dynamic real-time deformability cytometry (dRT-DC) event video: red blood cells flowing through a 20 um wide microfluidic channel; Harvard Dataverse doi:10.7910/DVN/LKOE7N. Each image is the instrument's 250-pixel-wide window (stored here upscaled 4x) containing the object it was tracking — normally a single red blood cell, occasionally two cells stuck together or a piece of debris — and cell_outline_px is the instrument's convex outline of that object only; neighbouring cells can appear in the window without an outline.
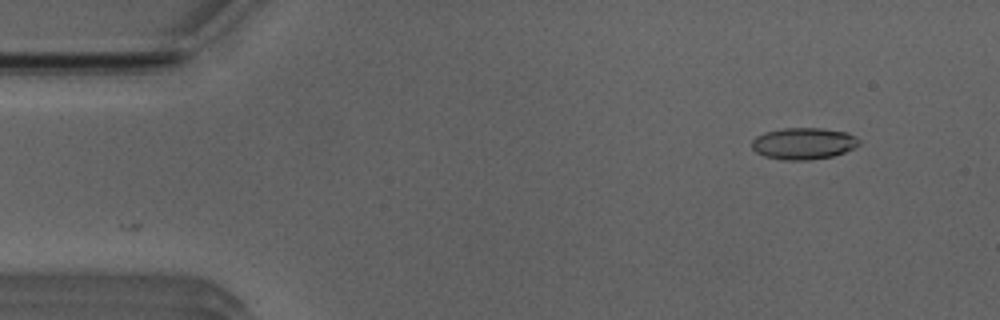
{"species": "Egyptian fruit bat (a non-hibernating species)", "species_latin": "Rousettus aegyptiacus", "temperature_condition": "room temperature", "stored_images_in_passage": 47, "camera_frame_rate_fps": 3000, "um_per_image_px": 0.085, "animal": {"sex": "male"}, "frame": {"image": 1, "passage_image": 1, "time_ms": 0.0, "image_size_px": [1000, 320], "cell_outline_px": [[860, 144], [844, 152], [832, 156], [808, 160], [784, 160], [764, 156], [756, 152], [752, 148], [752, 140], [756, 136], [764, 132], [784, 128], [820, 128], [848, 132], [856, 136], [860, 140]], "centroid_in_image_um": [68.3, 12.19], "position_along_channel_um": 16.7, "area_um2": 19.83}}
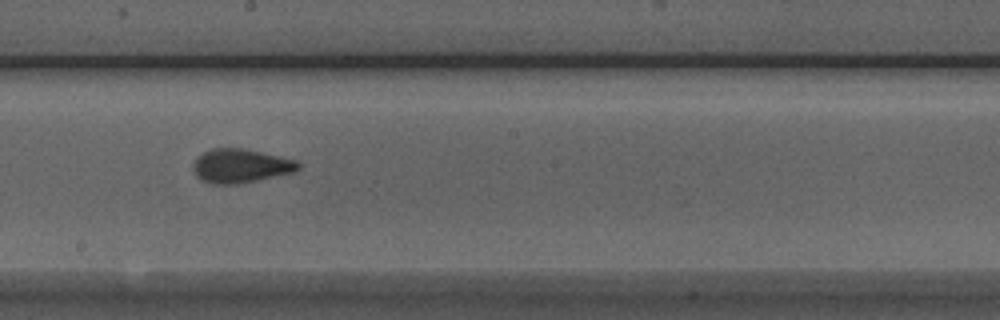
{"frame": {"image": 2, "passage_image": 24, "time_ms": 7.667, "image_size_px": [1000, 320], "cell_outline_px": [[300, 168], [296, 172], [236, 184], [212, 184], [200, 180], [196, 176], [192, 168], [192, 164], [196, 156], [212, 148], [240, 148], [260, 152], [296, 160], [300, 164]], "centroid_in_image_um": [20.41, 14.1], "position_along_channel_um": 227.8, "area_um2": 20.81}}
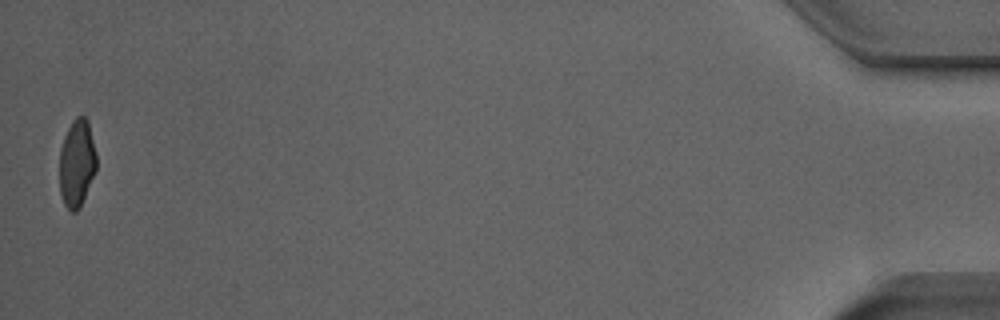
{"frame": {"image": 3, "passage_image": 47, "time_ms": 15.333, "image_size_px": [1000, 320], "cell_outline_px": [[96, 172], [80, 208], [76, 212], [72, 212], [64, 204], [60, 192], [60, 148], [64, 136], [72, 120], [76, 116], [84, 116], [88, 120], [96, 156]], "centroid_in_image_um": [6.53, 13.88], "position_along_channel_um": 428.7, "area_um2": 18.9}, "authors_computed_cell_mechanics": {"area_um2": 19.941, "velocity_mm_per_s": 3.9616, "shape_relaxation_time_tau1_ms": 6.8072, "shape_relaxation_time_tau2_ms": 0.913, "deformation_change_tau1": 0.1849, "deformation_change_tau2": 0.0695}}